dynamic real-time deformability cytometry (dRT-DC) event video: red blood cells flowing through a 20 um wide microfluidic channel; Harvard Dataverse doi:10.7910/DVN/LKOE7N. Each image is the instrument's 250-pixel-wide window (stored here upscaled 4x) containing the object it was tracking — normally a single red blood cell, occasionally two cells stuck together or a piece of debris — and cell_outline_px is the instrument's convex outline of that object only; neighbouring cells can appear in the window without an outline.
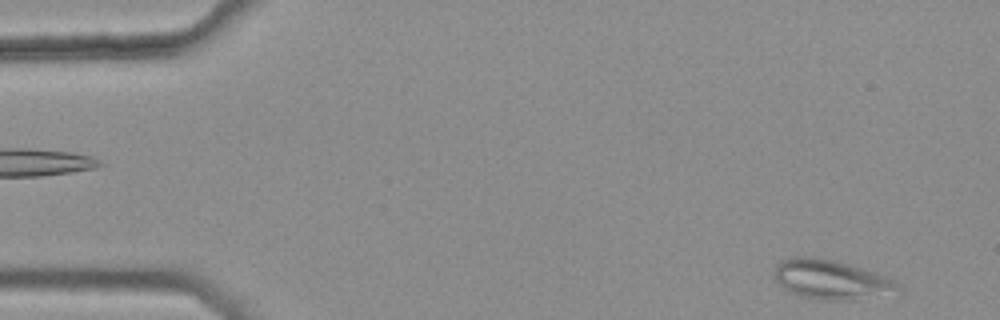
{"species": "common noctule bat (a hibernating species)", "species_latin": "Nyctalus noctula", "temperature_condition": "warm", "stored_images_in_passage": 4, "camera_frame_rate_fps": 3000, "um_per_image_px": 0.085, "animal": {"sex": "female", "body_mass_g": 25.1}, "frame": {"image": 1, "passage_image": 1, "time_ms": 0.0, "image_size_px": [1000, 320], "cell_outline_px": [[900, 288], [848, 300], [820, 300], [800, 296], [784, 288], [776, 280], [776, 264], [780, 260], [792, 256], [820, 256], [836, 260], [872, 272], [892, 280], [900, 284]], "centroid_in_image_um": [70.49, 23.71], "position_along_channel_um": 14.5, "area_um2": 27.46}}